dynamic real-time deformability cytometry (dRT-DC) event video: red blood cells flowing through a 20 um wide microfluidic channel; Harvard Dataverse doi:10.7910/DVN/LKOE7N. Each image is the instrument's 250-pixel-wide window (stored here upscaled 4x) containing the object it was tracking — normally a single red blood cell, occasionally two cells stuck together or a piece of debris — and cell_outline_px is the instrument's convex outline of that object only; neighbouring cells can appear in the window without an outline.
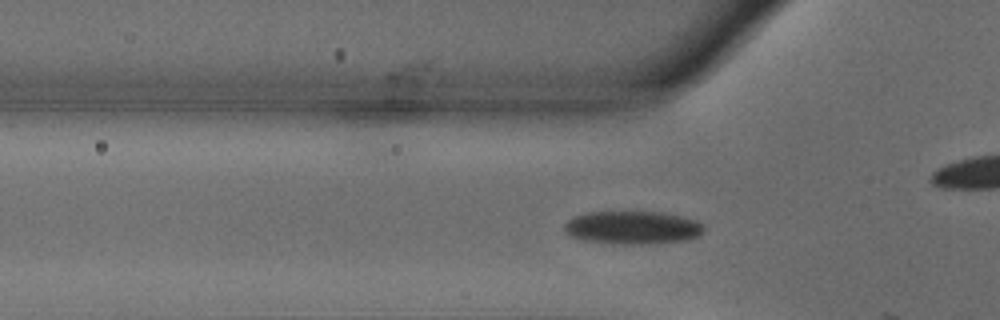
{"species": "common noctule bat (a hibernating species)", "species_latin": "Nyctalus noctula", "temperature_condition": "warm", "stored_images_in_passage": 44, "camera_frame_rate_fps": 3000, "um_per_image_px": 0.085, "animal": {"sex": "male", "body_mass_g": 18.8}, "frame": {"image": 1, "passage_image": 13, "time_ms": 4.0, "image_size_px": [1000, 320], "cell_outline_px": [[704, 232], [688, 240], [652, 244], [608, 244], [584, 240], [572, 236], [564, 228], [564, 224], [568, 220], [576, 216], [588, 212], [632, 208], [664, 212], [696, 220], [704, 228]], "centroid_in_image_um": [53.77, 19.3], "position_along_channel_um": 72.0, "area_um2": 28.03}}
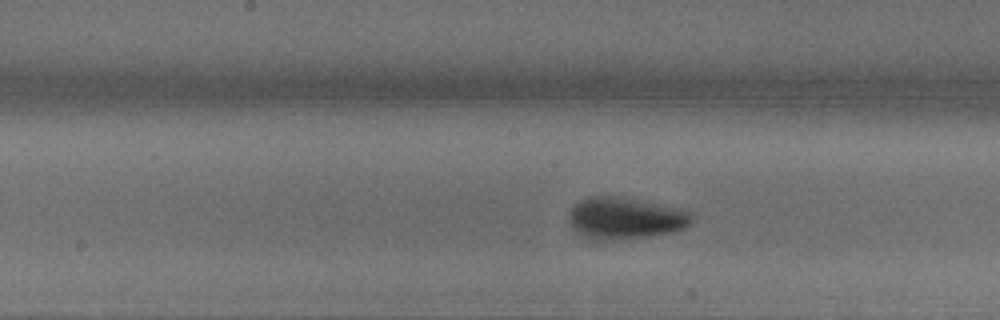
{"frame": {"image": 2, "passage_image": 23, "time_ms": 7.333, "image_size_px": [1000, 320], "cell_outline_px": [[692, 212], [688, 224], [684, 228], [676, 232], [592, 244], [572, 224], [568, 216], [572, 208], [580, 200], [588, 196], [616, 196], [680, 208]], "centroid_in_image_um": [53.12, 18.59], "position_along_channel_um": 195.1, "area_um2": 30.11}}
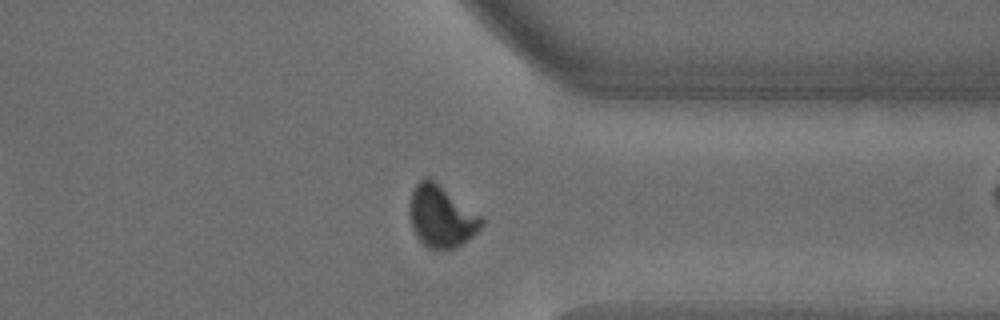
{"frame": {"image": 3, "passage_image": 38, "time_ms": 12.333, "image_size_px": [1000, 320], "cell_outline_px": [[484, 224], [468, 240], [456, 248], [428, 248], [416, 236], [412, 228], [408, 212], [408, 204], [412, 192], [416, 184], [424, 176], [432, 176], [480, 216], [484, 220]], "centroid_in_image_um": [37.47, 18.34], "position_along_channel_um": 373.9, "area_um2": 26.18}, "authors_computed_cell_mechanics": {"area_um2": 26.2123, "velocity_mm_per_s": 3.6532, "shape_relaxation_time_tau1_ms": 3.283, "shape_relaxation_time_tau2_ms": null, "deformation_change_tau1": 0.1592, "deformation_change_tau2": null}}